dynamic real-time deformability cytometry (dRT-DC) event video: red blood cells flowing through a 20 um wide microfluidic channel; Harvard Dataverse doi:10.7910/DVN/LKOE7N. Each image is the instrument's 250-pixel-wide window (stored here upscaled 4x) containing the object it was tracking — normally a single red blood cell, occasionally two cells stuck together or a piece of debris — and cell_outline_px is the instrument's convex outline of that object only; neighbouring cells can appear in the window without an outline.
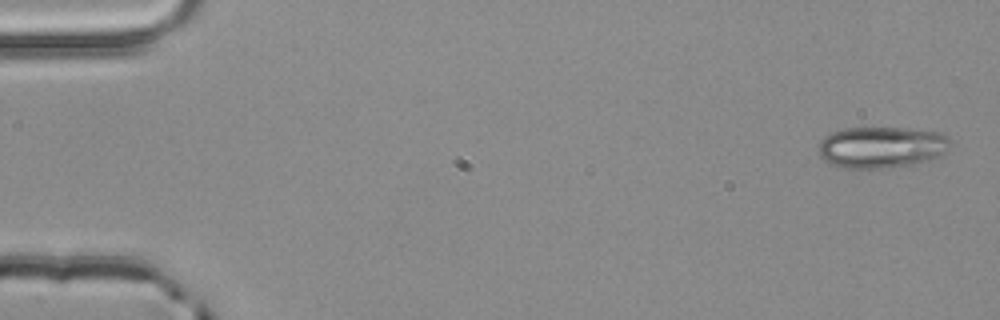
{"species": "common noctule bat (a hibernating species)", "species_latin": "Nyctalus noctula", "temperature_condition": "room temperature", "stored_images_in_passage": 4, "camera_frame_rate_fps": 3000, "um_per_image_px": 0.085, "animal": {"sex": "male", "body_mass_g": 20.4}, "frame": {"image": 1, "passage_image": 1, "time_ms": 0.0, "image_size_px": [1000, 320], "cell_outline_px": [[952, 144], [940, 156], [928, 160], [908, 164], [880, 168], [844, 168], [832, 164], [824, 160], [820, 156], [820, 140], [824, 136], [832, 132], [844, 128], [908, 128], [940, 132], [948, 136], [952, 140]], "centroid_in_image_um": [74.95, 12.49], "position_along_channel_um": 10.0, "area_um2": 31.73}}